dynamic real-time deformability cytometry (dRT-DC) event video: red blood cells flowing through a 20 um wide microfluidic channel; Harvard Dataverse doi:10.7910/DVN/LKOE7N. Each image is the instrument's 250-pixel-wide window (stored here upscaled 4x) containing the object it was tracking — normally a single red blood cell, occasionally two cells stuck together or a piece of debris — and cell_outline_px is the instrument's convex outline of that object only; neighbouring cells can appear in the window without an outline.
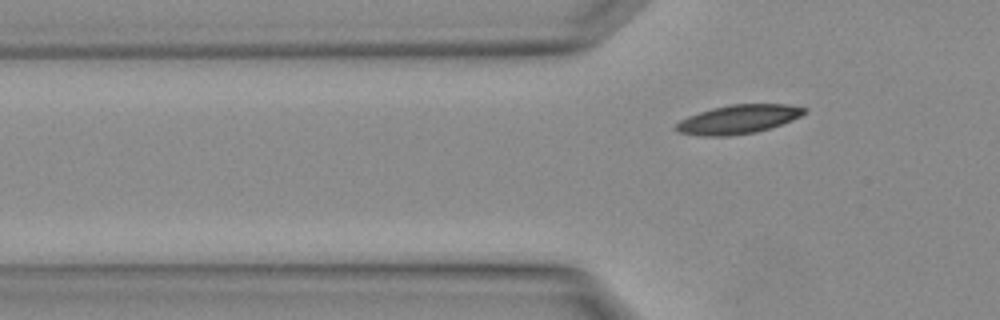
{"species": "Egyptian fruit bat (a non-hibernating species)", "species_latin": "Rousettus aegyptiacus", "temperature_condition": "warm", "stored_images_in_passage": 2, "camera_frame_rate_fps": 3000, "um_per_image_px": 0.085, "animal": {"sex": "female"}, "frame": {"image": 1, "passage_image": 2, "time_ms": 0.333, "image_size_px": [1000, 320], "cell_outline_px": [[808, 108], [800, 116], [792, 120], [756, 132], [728, 136], [700, 136], [676, 132], [672, 128], [680, 120], [688, 116], [712, 108], [732, 104], [788, 104]], "centroid_in_image_um": [62.7, 10.14], "position_along_channel_um": 63.1, "area_um2": 21.56}}